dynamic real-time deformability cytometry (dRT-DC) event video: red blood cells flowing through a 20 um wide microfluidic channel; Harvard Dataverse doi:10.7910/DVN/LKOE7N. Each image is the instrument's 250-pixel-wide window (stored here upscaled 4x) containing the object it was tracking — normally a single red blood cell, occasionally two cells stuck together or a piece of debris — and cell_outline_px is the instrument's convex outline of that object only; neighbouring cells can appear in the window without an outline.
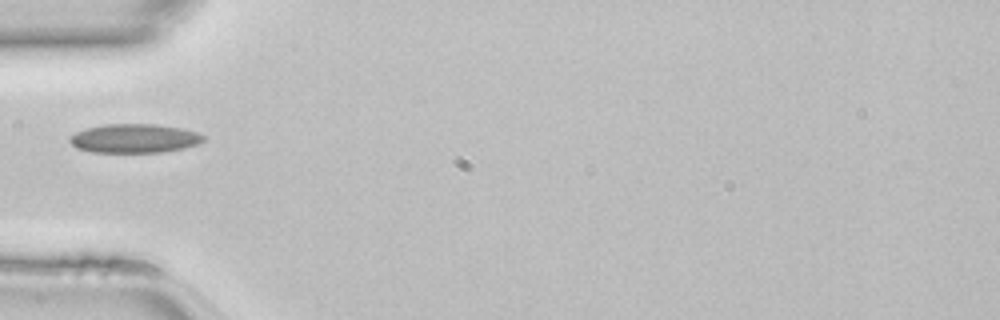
{"species": "common noctule bat (a hibernating species)", "species_latin": "Nyctalus noctula", "temperature_condition": "room temperature", "stored_images_in_passage": 32, "camera_frame_rate_fps": 3000, "um_per_image_px": 0.085, "animal": {"sex": "female", "body_mass_g": 22.7, "forearm_length_mm": 54.2}, "frame": {"image": 1, "passage_image": 1, "time_ms": 0.0, "image_size_px": [1000, 320], "cell_outline_px": [[204, 140], [196, 144], [184, 148], [160, 152], [92, 152], [76, 148], [68, 140], [76, 132], [88, 128], [104, 124], [156, 124], [184, 128], [196, 132], [204, 136]], "centroid_in_image_um": [11.43, 11.76], "position_along_channel_um": 73.6, "area_um2": 22.43}}
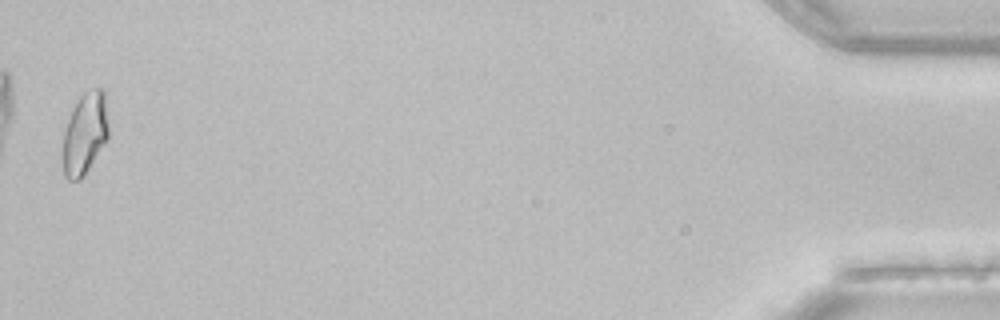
{"frame": {"image": 2, "passage_image": 32, "time_ms": 10.333, "image_size_px": [1000, 320], "cell_outline_px": [[108, 136], [84, 176], [80, 180], [68, 180], [64, 176], [64, 132], [68, 120], [80, 96], [84, 92], [96, 88], [104, 88], [108, 124]], "centroid_in_image_um": [7.23, 11.34], "position_along_channel_um": 428.0, "area_um2": 21.27}}